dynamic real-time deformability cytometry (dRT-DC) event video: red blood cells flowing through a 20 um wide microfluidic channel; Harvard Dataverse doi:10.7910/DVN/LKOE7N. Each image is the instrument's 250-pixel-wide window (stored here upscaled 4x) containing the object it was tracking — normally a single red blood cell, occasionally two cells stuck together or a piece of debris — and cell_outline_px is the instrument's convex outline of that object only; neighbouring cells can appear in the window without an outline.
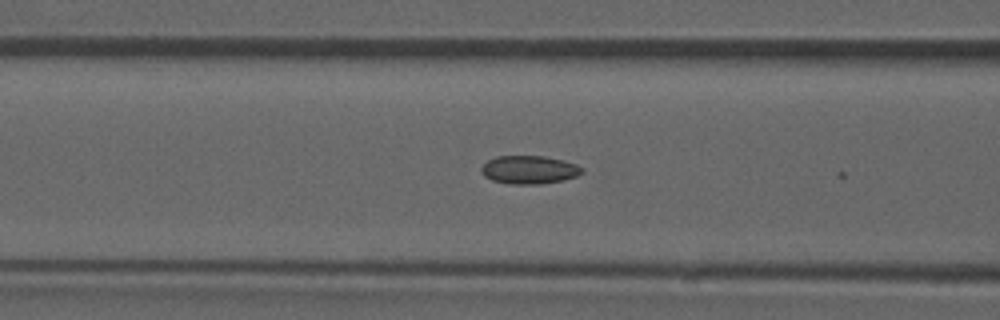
{"species": "common noctule bat (a hibernating species)", "species_latin": "Nyctalus noctula", "temperature_condition": "room temperature", "stored_images_in_passage": 22, "camera_frame_rate_fps": 3000, "um_per_image_px": 0.085, "animal": {"sex": "male", "forearm_length_mm": 52.5}, "frame": {"image": 1, "passage_image": 21, "time_ms": 6.667, "image_size_px": [1000, 320], "cell_outline_px": [[584, 172], [576, 176], [564, 180], [540, 184], [508, 184], [492, 180], [484, 176], [480, 172], [480, 168], [488, 160], [496, 156], [544, 156], [564, 160], [576, 164], [584, 168]], "centroid_in_image_um": [44.98, 14.43], "position_along_channel_um": 121.6, "area_um2": 16.76}}